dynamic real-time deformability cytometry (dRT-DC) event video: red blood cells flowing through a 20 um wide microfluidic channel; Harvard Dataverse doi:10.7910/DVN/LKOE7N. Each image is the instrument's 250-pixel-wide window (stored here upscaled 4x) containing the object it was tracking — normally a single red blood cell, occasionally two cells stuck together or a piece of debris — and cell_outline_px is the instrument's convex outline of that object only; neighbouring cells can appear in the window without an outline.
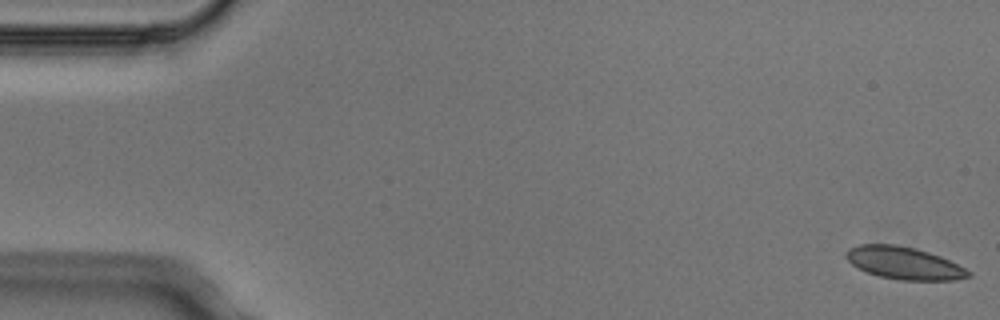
{"species": "Egyptian fruit bat (a non-hibernating species)", "species_latin": "Rousettus aegyptiacus", "temperature_condition": "cold", "stored_images_in_passage": 9, "camera_frame_rate_fps": 3000, "um_per_image_px": 0.085, "animal": {"sex": "male"}, "frame": {"image": 1, "passage_image": 1, "time_ms": 0.0, "image_size_px": [1000, 320], "cell_outline_px": [[972, 276], [956, 280], [900, 280], [880, 276], [868, 272], [852, 264], [844, 256], [844, 252], [848, 248], [860, 244], [896, 244], [916, 248], [940, 256], [972, 272]], "centroid_in_image_um": [76.83, 22.35], "position_along_channel_um": 8.2, "area_um2": 23.06}}
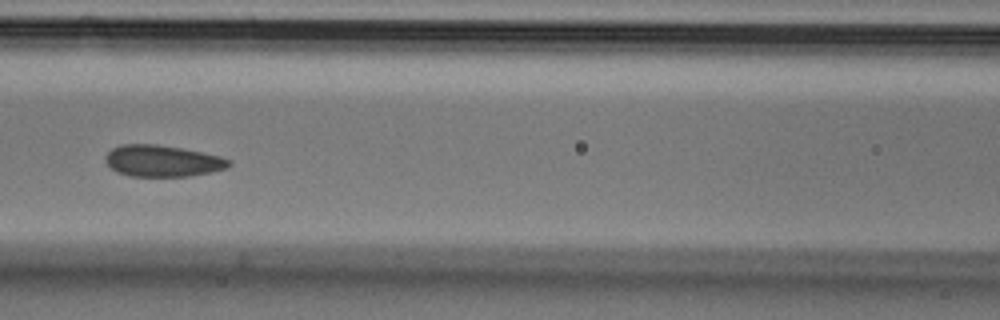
{"frame": {"image": 2, "passage_image": 6, "time_ms": 1.667, "image_size_px": [1000, 320], "cell_outline_px": [[232, 164], [228, 168], [212, 172], [188, 176], [128, 176], [116, 172], [104, 160], [104, 156], [112, 148], [120, 144], [156, 144], [180, 148], [220, 156], [232, 160]], "centroid_in_image_um": [13.81, 13.68], "position_along_channel_um": 152.8, "area_um2": 22.77}}
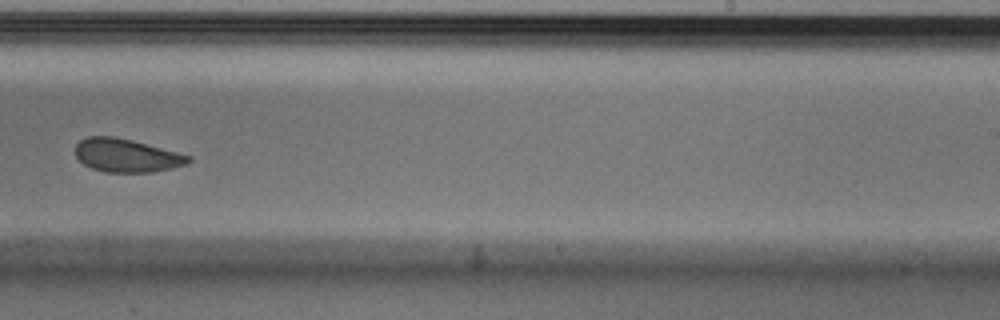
{"frame": {"image": 3, "passage_image": 9, "time_ms": 2.667, "image_size_px": [1000, 320], "cell_outline_px": [[192, 160], [188, 164], [172, 168], [152, 172], [104, 172], [92, 168], [84, 164], [76, 156], [76, 144], [80, 140], [88, 136], [112, 136], [132, 140], [192, 156]], "centroid_in_image_um": [10.77, 13.21], "position_along_channel_um": 278.2, "area_um2": 21.91}}